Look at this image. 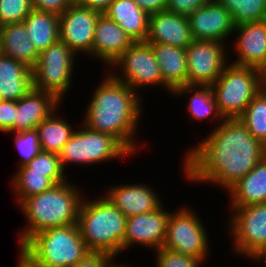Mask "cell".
<instances>
[{
  "label": "cell",
  "instance_id": "obj_45",
  "mask_svg": "<svg viewBox=\"0 0 266 267\" xmlns=\"http://www.w3.org/2000/svg\"><path fill=\"white\" fill-rule=\"evenodd\" d=\"M259 264V263H261V265H262V263L264 264V263H266V253L256 262V264ZM266 265V264H265Z\"/></svg>",
  "mask_w": 266,
  "mask_h": 267
},
{
  "label": "cell",
  "instance_id": "obj_1",
  "mask_svg": "<svg viewBox=\"0 0 266 267\" xmlns=\"http://www.w3.org/2000/svg\"><path fill=\"white\" fill-rule=\"evenodd\" d=\"M184 153L182 173L187 182L214 184L226 193L266 156V146L239 118L224 119Z\"/></svg>",
  "mask_w": 266,
  "mask_h": 267
},
{
  "label": "cell",
  "instance_id": "obj_16",
  "mask_svg": "<svg viewBox=\"0 0 266 267\" xmlns=\"http://www.w3.org/2000/svg\"><path fill=\"white\" fill-rule=\"evenodd\" d=\"M234 33L231 47L237 57L232 61L230 56L229 62L260 70L266 63V20L236 25Z\"/></svg>",
  "mask_w": 266,
  "mask_h": 267
},
{
  "label": "cell",
  "instance_id": "obj_2",
  "mask_svg": "<svg viewBox=\"0 0 266 267\" xmlns=\"http://www.w3.org/2000/svg\"><path fill=\"white\" fill-rule=\"evenodd\" d=\"M105 72L84 109L81 123L93 131L113 135L134 155L146 145L137 138L140 119L144 116L143 97Z\"/></svg>",
  "mask_w": 266,
  "mask_h": 267
},
{
  "label": "cell",
  "instance_id": "obj_30",
  "mask_svg": "<svg viewBox=\"0 0 266 267\" xmlns=\"http://www.w3.org/2000/svg\"><path fill=\"white\" fill-rule=\"evenodd\" d=\"M252 136L266 146V88L264 87L248 104L239 117Z\"/></svg>",
  "mask_w": 266,
  "mask_h": 267
},
{
  "label": "cell",
  "instance_id": "obj_5",
  "mask_svg": "<svg viewBox=\"0 0 266 267\" xmlns=\"http://www.w3.org/2000/svg\"><path fill=\"white\" fill-rule=\"evenodd\" d=\"M22 247L43 267H71L90 252L77 223L35 233Z\"/></svg>",
  "mask_w": 266,
  "mask_h": 267
},
{
  "label": "cell",
  "instance_id": "obj_13",
  "mask_svg": "<svg viewBox=\"0 0 266 267\" xmlns=\"http://www.w3.org/2000/svg\"><path fill=\"white\" fill-rule=\"evenodd\" d=\"M100 13L73 3L59 16L60 41L64 42L78 56L92 59V45L95 26Z\"/></svg>",
  "mask_w": 266,
  "mask_h": 267
},
{
  "label": "cell",
  "instance_id": "obj_32",
  "mask_svg": "<svg viewBox=\"0 0 266 267\" xmlns=\"http://www.w3.org/2000/svg\"><path fill=\"white\" fill-rule=\"evenodd\" d=\"M30 173L45 174L55 185L70 180L64 171L58 154L40 151L27 165Z\"/></svg>",
  "mask_w": 266,
  "mask_h": 267
},
{
  "label": "cell",
  "instance_id": "obj_31",
  "mask_svg": "<svg viewBox=\"0 0 266 267\" xmlns=\"http://www.w3.org/2000/svg\"><path fill=\"white\" fill-rule=\"evenodd\" d=\"M232 16L236 25L266 20V0H216Z\"/></svg>",
  "mask_w": 266,
  "mask_h": 267
},
{
  "label": "cell",
  "instance_id": "obj_35",
  "mask_svg": "<svg viewBox=\"0 0 266 267\" xmlns=\"http://www.w3.org/2000/svg\"><path fill=\"white\" fill-rule=\"evenodd\" d=\"M155 267H202L205 263L185 254L160 248L153 251Z\"/></svg>",
  "mask_w": 266,
  "mask_h": 267
},
{
  "label": "cell",
  "instance_id": "obj_26",
  "mask_svg": "<svg viewBox=\"0 0 266 267\" xmlns=\"http://www.w3.org/2000/svg\"><path fill=\"white\" fill-rule=\"evenodd\" d=\"M187 94H190L189 101L187 102L188 106H186V109L188 108L187 114L190 113L188 116L190 115L193 121H201L202 123L206 119L219 125L224 120V117L218 110L211 86H182L172 93V97L174 95L178 98H184Z\"/></svg>",
  "mask_w": 266,
  "mask_h": 267
},
{
  "label": "cell",
  "instance_id": "obj_36",
  "mask_svg": "<svg viewBox=\"0 0 266 267\" xmlns=\"http://www.w3.org/2000/svg\"><path fill=\"white\" fill-rule=\"evenodd\" d=\"M17 101H0V132H14V121L16 117Z\"/></svg>",
  "mask_w": 266,
  "mask_h": 267
},
{
  "label": "cell",
  "instance_id": "obj_37",
  "mask_svg": "<svg viewBox=\"0 0 266 267\" xmlns=\"http://www.w3.org/2000/svg\"><path fill=\"white\" fill-rule=\"evenodd\" d=\"M210 0H166V10L184 16H189L203 7Z\"/></svg>",
  "mask_w": 266,
  "mask_h": 267
},
{
  "label": "cell",
  "instance_id": "obj_28",
  "mask_svg": "<svg viewBox=\"0 0 266 267\" xmlns=\"http://www.w3.org/2000/svg\"><path fill=\"white\" fill-rule=\"evenodd\" d=\"M60 109H55L36 127L41 151L59 154L77 128L59 115Z\"/></svg>",
  "mask_w": 266,
  "mask_h": 267
},
{
  "label": "cell",
  "instance_id": "obj_29",
  "mask_svg": "<svg viewBox=\"0 0 266 267\" xmlns=\"http://www.w3.org/2000/svg\"><path fill=\"white\" fill-rule=\"evenodd\" d=\"M15 171L9 183L18 205L24 199L48 191L55 185L45 174L30 173L26 165L16 168Z\"/></svg>",
  "mask_w": 266,
  "mask_h": 267
},
{
  "label": "cell",
  "instance_id": "obj_39",
  "mask_svg": "<svg viewBox=\"0 0 266 267\" xmlns=\"http://www.w3.org/2000/svg\"><path fill=\"white\" fill-rule=\"evenodd\" d=\"M114 258L108 253L90 251L84 258L71 267H108V264Z\"/></svg>",
  "mask_w": 266,
  "mask_h": 267
},
{
  "label": "cell",
  "instance_id": "obj_43",
  "mask_svg": "<svg viewBox=\"0 0 266 267\" xmlns=\"http://www.w3.org/2000/svg\"><path fill=\"white\" fill-rule=\"evenodd\" d=\"M117 259H118V257H115V258L108 264V267H134V265H133V266L130 265V264L128 265V263H127V264H124V262H123V263L118 262Z\"/></svg>",
  "mask_w": 266,
  "mask_h": 267
},
{
  "label": "cell",
  "instance_id": "obj_23",
  "mask_svg": "<svg viewBox=\"0 0 266 267\" xmlns=\"http://www.w3.org/2000/svg\"><path fill=\"white\" fill-rule=\"evenodd\" d=\"M32 89V69L20 61L1 54L0 99L18 101Z\"/></svg>",
  "mask_w": 266,
  "mask_h": 267
},
{
  "label": "cell",
  "instance_id": "obj_6",
  "mask_svg": "<svg viewBox=\"0 0 266 267\" xmlns=\"http://www.w3.org/2000/svg\"><path fill=\"white\" fill-rule=\"evenodd\" d=\"M211 88L224 119H237L264 88V81L259 69L229 63Z\"/></svg>",
  "mask_w": 266,
  "mask_h": 267
},
{
  "label": "cell",
  "instance_id": "obj_15",
  "mask_svg": "<svg viewBox=\"0 0 266 267\" xmlns=\"http://www.w3.org/2000/svg\"><path fill=\"white\" fill-rule=\"evenodd\" d=\"M188 19L193 39L214 40L229 45L228 41L233 37L235 24L231 13L216 0H210L191 13Z\"/></svg>",
  "mask_w": 266,
  "mask_h": 267
},
{
  "label": "cell",
  "instance_id": "obj_17",
  "mask_svg": "<svg viewBox=\"0 0 266 267\" xmlns=\"http://www.w3.org/2000/svg\"><path fill=\"white\" fill-rule=\"evenodd\" d=\"M143 182L108 185L103 195L127 218L158 209L164 202L152 186Z\"/></svg>",
  "mask_w": 266,
  "mask_h": 267
},
{
  "label": "cell",
  "instance_id": "obj_38",
  "mask_svg": "<svg viewBox=\"0 0 266 267\" xmlns=\"http://www.w3.org/2000/svg\"><path fill=\"white\" fill-rule=\"evenodd\" d=\"M33 9L60 16L73 3L70 0H31Z\"/></svg>",
  "mask_w": 266,
  "mask_h": 267
},
{
  "label": "cell",
  "instance_id": "obj_20",
  "mask_svg": "<svg viewBox=\"0 0 266 267\" xmlns=\"http://www.w3.org/2000/svg\"><path fill=\"white\" fill-rule=\"evenodd\" d=\"M62 103L53 93L33 88L17 101L14 132L36 129Z\"/></svg>",
  "mask_w": 266,
  "mask_h": 267
},
{
  "label": "cell",
  "instance_id": "obj_11",
  "mask_svg": "<svg viewBox=\"0 0 266 267\" xmlns=\"http://www.w3.org/2000/svg\"><path fill=\"white\" fill-rule=\"evenodd\" d=\"M107 71L139 95L142 94L143 89L146 90L149 87L161 88L162 86L164 89L159 63L151 45L146 41L134 42Z\"/></svg>",
  "mask_w": 266,
  "mask_h": 267
},
{
  "label": "cell",
  "instance_id": "obj_24",
  "mask_svg": "<svg viewBox=\"0 0 266 267\" xmlns=\"http://www.w3.org/2000/svg\"><path fill=\"white\" fill-rule=\"evenodd\" d=\"M104 14L119 24L134 42L146 41L150 15L134 0H113Z\"/></svg>",
  "mask_w": 266,
  "mask_h": 267
},
{
  "label": "cell",
  "instance_id": "obj_9",
  "mask_svg": "<svg viewBox=\"0 0 266 267\" xmlns=\"http://www.w3.org/2000/svg\"><path fill=\"white\" fill-rule=\"evenodd\" d=\"M228 232L234 255L255 263L266 253V203L229 208Z\"/></svg>",
  "mask_w": 266,
  "mask_h": 267
},
{
  "label": "cell",
  "instance_id": "obj_44",
  "mask_svg": "<svg viewBox=\"0 0 266 267\" xmlns=\"http://www.w3.org/2000/svg\"><path fill=\"white\" fill-rule=\"evenodd\" d=\"M260 72H261L263 81H265V80H266V63H265V65L260 69Z\"/></svg>",
  "mask_w": 266,
  "mask_h": 267
},
{
  "label": "cell",
  "instance_id": "obj_25",
  "mask_svg": "<svg viewBox=\"0 0 266 267\" xmlns=\"http://www.w3.org/2000/svg\"><path fill=\"white\" fill-rule=\"evenodd\" d=\"M1 54L33 68L40 52L30 41L23 22L5 24L0 27Z\"/></svg>",
  "mask_w": 266,
  "mask_h": 267
},
{
  "label": "cell",
  "instance_id": "obj_21",
  "mask_svg": "<svg viewBox=\"0 0 266 267\" xmlns=\"http://www.w3.org/2000/svg\"><path fill=\"white\" fill-rule=\"evenodd\" d=\"M149 44L159 63L165 91L172 95L177 88L188 85L186 50L168 44Z\"/></svg>",
  "mask_w": 266,
  "mask_h": 267
},
{
  "label": "cell",
  "instance_id": "obj_10",
  "mask_svg": "<svg viewBox=\"0 0 266 267\" xmlns=\"http://www.w3.org/2000/svg\"><path fill=\"white\" fill-rule=\"evenodd\" d=\"M188 205L171 211L162 248L206 262L211 253L210 236L198 213Z\"/></svg>",
  "mask_w": 266,
  "mask_h": 267
},
{
  "label": "cell",
  "instance_id": "obj_27",
  "mask_svg": "<svg viewBox=\"0 0 266 267\" xmlns=\"http://www.w3.org/2000/svg\"><path fill=\"white\" fill-rule=\"evenodd\" d=\"M23 23L39 52L60 40L59 16L56 14L32 9Z\"/></svg>",
  "mask_w": 266,
  "mask_h": 267
},
{
  "label": "cell",
  "instance_id": "obj_33",
  "mask_svg": "<svg viewBox=\"0 0 266 267\" xmlns=\"http://www.w3.org/2000/svg\"><path fill=\"white\" fill-rule=\"evenodd\" d=\"M14 145L19 156L17 168L27 165L40 151L38 132L36 129L21 132H12ZM15 136V137H14Z\"/></svg>",
  "mask_w": 266,
  "mask_h": 267
},
{
  "label": "cell",
  "instance_id": "obj_46",
  "mask_svg": "<svg viewBox=\"0 0 266 267\" xmlns=\"http://www.w3.org/2000/svg\"><path fill=\"white\" fill-rule=\"evenodd\" d=\"M72 3H79L80 0H70Z\"/></svg>",
  "mask_w": 266,
  "mask_h": 267
},
{
  "label": "cell",
  "instance_id": "obj_41",
  "mask_svg": "<svg viewBox=\"0 0 266 267\" xmlns=\"http://www.w3.org/2000/svg\"><path fill=\"white\" fill-rule=\"evenodd\" d=\"M18 260L15 267H43L22 246H18Z\"/></svg>",
  "mask_w": 266,
  "mask_h": 267
},
{
  "label": "cell",
  "instance_id": "obj_34",
  "mask_svg": "<svg viewBox=\"0 0 266 267\" xmlns=\"http://www.w3.org/2000/svg\"><path fill=\"white\" fill-rule=\"evenodd\" d=\"M32 9L31 0H0V27L23 22Z\"/></svg>",
  "mask_w": 266,
  "mask_h": 267
},
{
  "label": "cell",
  "instance_id": "obj_22",
  "mask_svg": "<svg viewBox=\"0 0 266 267\" xmlns=\"http://www.w3.org/2000/svg\"><path fill=\"white\" fill-rule=\"evenodd\" d=\"M226 192L229 208L266 203V156Z\"/></svg>",
  "mask_w": 266,
  "mask_h": 267
},
{
  "label": "cell",
  "instance_id": "obj_4",
  "mask_svg": "<svg viewBox=\"0 0 266 267\" xmlns=\"http://www.w3.org/2000/svg\"><path fill=\"white\" fill-rule=\"evenodd\" d=\"M89 198L84 195L78 212L82 239L90 251L119 257L123 253L127 217L104 195Z\"/></svg>",
  "mask_w": 266,
  "mask_h": 267
},
{
  "label": "cell",
  "instance_id": "obj_14",
  "mask_svg": "<svg viewBox=\"0 0 266 267\" xmlns=\"http://www.w3.org/2000/svg\"><path fill=\"white\" fill-rule=\"evenodd\" d=\"M164 205L163 203L152 212L127 218L123 252L136 247L134 245L150 249L149 252L163 247L167 221L171 213L170 209L167 211V207H164Z\"/></svg>",
  "mask_w": 266,
  "mask_h": 267
},
{
  "label": "cell",
  "instance_id": "obj_7",
  "mask_svg": "<svg viewBox=\"0 0 266 267\" xmlns=\"http://www.w3.org/2000/svg\"><path fill=\"white\" fill-rule=\"evenodd\" d=\"M74 131L71 138L60 151L59 158L64 171L70 165L92 166L107 163L110 160L128 158L133 155L117 138L93 131L80 122V128ZM80 129V130H79Z\"/></svg>",
  "mask_w": 266,
  "mask_h": 267
},
{
  "label": "cell",
  "instance_id": "obj_19",
  "mask_svg": "<svg viewBox=\"0 0 266 267\" xmlns=\"http://www.w3.org/2000/svg\"><path fill=\"white\" fill-rule=\"evenodd\" d=\"M193 40L188 16L167 10L150 15L147 43L168 44L186 49Z\"/></svg>",
  "mask_w": 266,
  "mask_h": 267
},
{
  "label": "cell",
  "instance_id": "obj_40",
  "mask_svg": "<svg viewBox=\"0 0 266 267\" xmlns=\"http://www.w3.org/2000/svg\"><path fill=\"white\" fill-rule=\"evenodd\" d=\"M149 15L166 10V0H134Z\"/></svg>",
  "mask_w": 266,
  "mask_h": 267
},
{
  "label": "cell",
  "instance_id": "obj_8",
  "mask_svg": "<svg viewBox=\"0 0 266 267\" xmlns=\"http://www.w3.org/2000/svg\"><path fill=\"white\" fill-rule=\"evenodd\" d=\"M78 55L64 42L57 41L42 50L32 68L33 88L53 93L61 102L73 88L74 69ZM76 59V60H75Z\"/></svg>",
  "mask_w": 266,
  "mask_h": 267
},
{
  "label": "cell",
  "instance_id": "obj_12",
  "mask_svg": "<svg viewBox=\"0 0 266 267\" xmlns=\"http://www.w3.org/2000/svg\"><path fill=\"white\" fill-rule=\"evenodd\" d=\"M230 48L223 42L194 39L185 49L188 85L211 86L230 63Z\"/></svg>",
  "mask_w": 266,
  "mask_h": 267
},
{
  "label": "cell",
  "instance_id": "obj_18",
  "mask_svg": "<svg viewBox=\"0 0 266 267\" xmlns=\"http://www.w3.org/2000/svg\"><path fill=\"white\" fill-rule=\"evenodd\" d=\"M133 43L119 24L105 14L99 15L95 26L92 58L109 68Z\"/></svg>",
  "mask_w": 266,
  "mask_h": 267
},
{
  "label": "cell",
  "instance_id": "obj_42",
  "mask_svg": "<svg viewBox=\"0 0 266 267\" xmlns=\"http://www.w3.org/2000/svg\"><path fill=\"white\" fill-rule=\"evenodd\" d=\"M112 1L113 0H80L79 4L91 10L97 11L100 14H104L108 10Z\"/></svg>",
  "mask_w": 266,
  "mask_h": 267
},
{
  "label": "cell",
  "instance_id": "obj_3",
  "mask_svg": "<svg viewBox=\"0 0 266 267\" xmlns=\"http://www.w3.org/2000/svg\"><path fill=\"white\" fill-rule=\"evenodd\" d=\"M68 181L54 185L41 194L30 196L17 206L27 224L18 231L19 246L45 229L77 223L85 192L74 182Z\"/></svg>",
  "mask_w": 266,
  "mask_h": 267
}]
</instances>
